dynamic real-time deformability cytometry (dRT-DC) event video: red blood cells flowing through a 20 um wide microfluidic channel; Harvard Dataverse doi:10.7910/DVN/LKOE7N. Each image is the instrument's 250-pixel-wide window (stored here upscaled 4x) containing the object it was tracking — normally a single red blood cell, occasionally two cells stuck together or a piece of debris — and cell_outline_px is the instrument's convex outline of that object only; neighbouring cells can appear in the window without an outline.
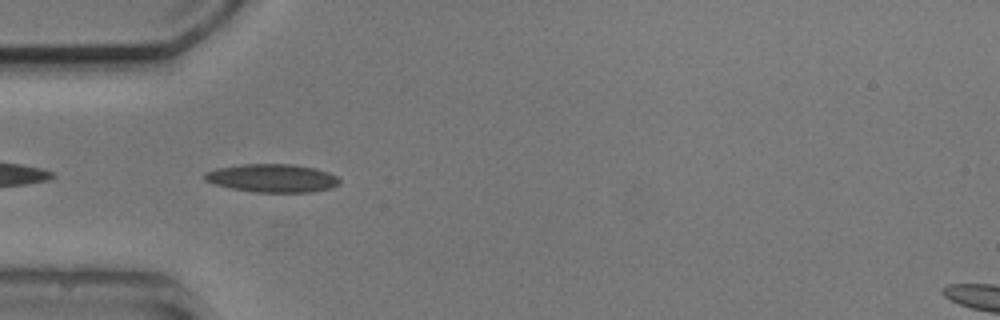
{"species": "common noctule bat (a hibernating species)", "species_latin": "Nyctalus noctula", "temperature_condition": "cold", "stored_images_in_passage": 7, "camera_frame_rate_fps": 3000, "um_per_image_px": 0.085, "animal": {"sex": "male", "body_mass_g": 20.5, "forearm_length_mm": 52.5}, "frame": {"image": 1, "passage_image": 4, "time_ms": 3.333, "image_size_px": [1000, 320], "cell_outline_px": [[340, 184], [332, 188], [308, 192], [256, 192], [232, 188], [216, 184], [204, 180], [204, 172], [216, 168], [240, 164], [292, 164], [316, 168], [328, 172], [336, 176], [340, 180]], "centroid_in_image_um": [23.15, 15.13], "position_along_channel_um": 61.9, "area_um2": 22.2}}